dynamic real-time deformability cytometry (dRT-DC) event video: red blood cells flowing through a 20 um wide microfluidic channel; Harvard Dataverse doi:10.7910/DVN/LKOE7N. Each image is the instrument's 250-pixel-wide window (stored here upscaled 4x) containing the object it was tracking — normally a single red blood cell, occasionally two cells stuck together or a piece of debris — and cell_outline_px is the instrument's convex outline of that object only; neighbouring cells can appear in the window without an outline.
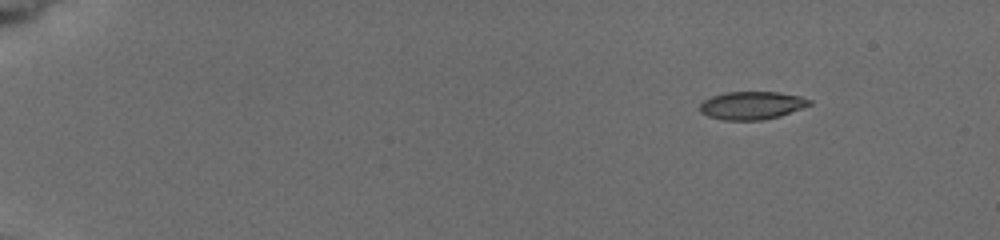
{"species": "common noctule bat (a hibernating species)", "species_latin": "Nyctalus noctula", "temperature_condition": "cold", "stored_images_in_passage": 7, "camera_frame_rate_fps": 3000, "um_per_image_px": 0.085, "animal": {"sex": "female", "body_mass_g": 19.5, "forearm_length_mm": 54.1}, "frame": {"image": 1, "passage_image": 1, "time_ms": 0.0, "image_size_px": [1000, 240], "cell_outline_px": [[812, 104], [780, 116], [760, 120], [724, 120], [708, 116], [700, 112], [700, 104], [704, 100], [712, 96], [724, 92], [776, 92], [800, 96], [812, 100]], "centroid_in_image_um": [63.9, 8.96], "position_along_channel_um": 21.1, "area_um2": 17.8}}
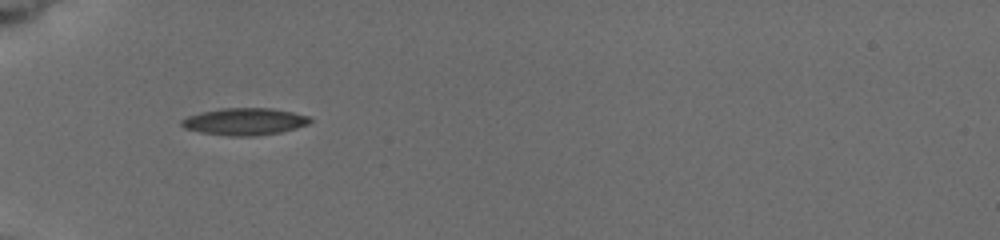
{"frame": {"image": 2, "passage_image": 6, "time_ms": 4.333, "image_size_px": [1000, 240], "cell_outline_px": [[312, 120], [308, 124], [296, 128], [280, 132], [252, 136], [232, 136], [200, 132], [184, 128], [180, 124], [180, 120], [188, 116], [200, 112], [220, 108], [272, 108], [292, 112], [308, 116]], "centroid_in_image_um": [20.76, 10.32], "position_along_channel_um": 64.2, "area_um2": 20.23}}
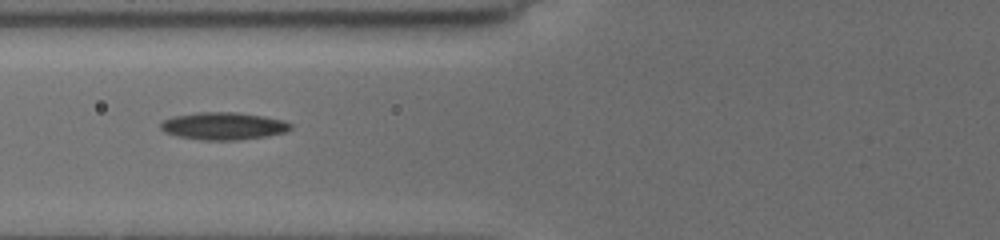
{"frame": {"image": 3, "passage_image": 7, "time_ms": 5.667, "image_size_px": [1000, 240], "cell_outline_px": [[292, 128], [288, 132], [268, 136], [240, 140], [204, 140], [180, 136], [164, 132], [160, 128], [160, 124], [164, 120], [172, 116], [196, 112], [236, 112], [264, 116], [284, 120], [292, 124]], "centroid_in_image_um": [19.03, 10.71], "position_along_channel_um": 106.8, "area_um2": 20.98}}